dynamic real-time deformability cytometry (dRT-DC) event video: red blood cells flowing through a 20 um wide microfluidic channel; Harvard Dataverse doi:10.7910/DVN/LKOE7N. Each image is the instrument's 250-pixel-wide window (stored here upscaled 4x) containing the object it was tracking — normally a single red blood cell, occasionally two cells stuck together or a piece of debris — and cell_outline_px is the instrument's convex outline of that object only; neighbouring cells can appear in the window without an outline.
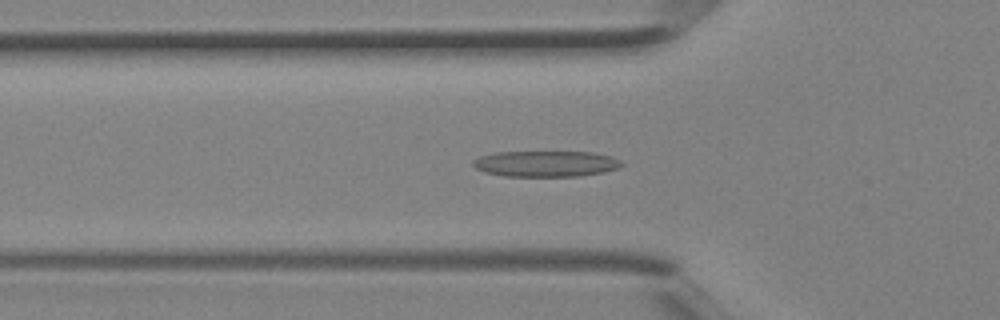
{"species": "Egyptian fruit bat (a non-hibernating species)", "species_latin": "Rousettus aegyptiacus", "temperature_condition": "room temperature", "stored_images_in_passage": 38, "camera_frame_rate_fps": 3000, "um_per_image_px": 0.085, "animal": {"sex": "female"}, "frame": {"image": 1, "passage_image": 11, "time_ms": 3.333, "image_size_px": [1000, 320], "cell_outline_px": [[624, 164], [620, 168], [604, 172], [580, 176], [504, 176], [484, 172], [476, 168], [472, 164], [472, 160], [480, 156], [496, 152], [596, 152], [612, 156], [620, 160]], "centroid_in_image_um": [46.43, 13.91], "position_along_channel_um": 79.4, "area_um2": 22.66}}
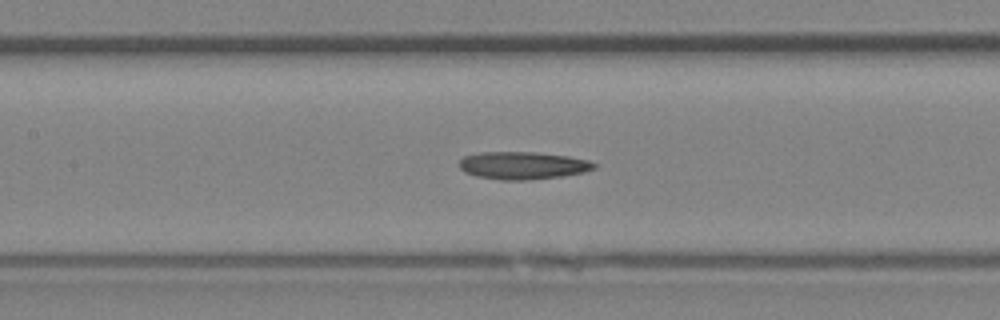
{"frame": {"image": 2, "passage_image": 16, "time_ms": 5.0, "image_size_px": [1000, 320], "cell_outline_px": [[596, 168], [584, 172], [560, 176], [524, 180], [500, 180], [476, 176], [464, 172], [460, 168], [460, 160], [464, 156], [480, 152], [536, 152], [568, 156], [588, 160], [596, 164]], "centroid_in_image_um": [44.42, 14.06], "position_along_channel_um": 163.0, "area_um2": 21.62}}
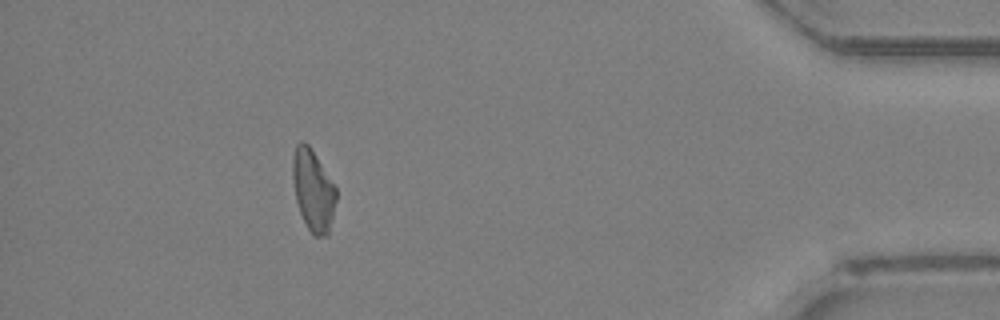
{"frame": {"image": 3, "passage_image": 34, "time_ms": 11.0, "image_size_px": [1000, 320], "cell_outline_px": [[336, 200], [328, 236], [316, 236], [308, 228], [300, 212], [296, 200], [292, 176], [292, 156], [296, 144], [300, 140], [304, 140], [308, 144], [336, 188]], "centroid_in_image_um": [26.59, 16.15], "position_along_channel_um": 408.6, "area_um2": 20.4}}